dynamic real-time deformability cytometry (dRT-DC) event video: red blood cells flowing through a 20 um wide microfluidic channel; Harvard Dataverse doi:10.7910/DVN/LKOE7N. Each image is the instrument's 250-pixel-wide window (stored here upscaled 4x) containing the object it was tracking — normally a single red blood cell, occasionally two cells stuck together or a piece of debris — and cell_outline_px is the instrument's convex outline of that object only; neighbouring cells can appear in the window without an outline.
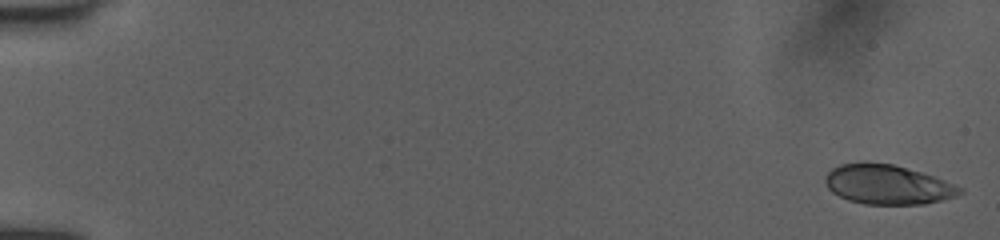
{"species": "human", "species_latin": "Homo sapiens", "temperature_condition": "room temperature", "stored_images_in_passage": 28, "camera_frame_rate_fps": 3000, "um_per_image_px": 0.085, "donor": {"sex": "female"}, "frame": {"image": 1, "passage_image": 1, "time_ms": 0.0, "image_size_px": [1000, 240], "cell_outline_px": [[964, 192], [956, 196], [924, 204], [864, 204], [848, 200], [832, 192], [828, 188], [824, 180], [828, 172], [832, 168], [840, 164], [892, 164], [920, 172], [932, 176], [964, 188]], "centroid_in_image_um": [75.45, 15.72], "position_along_channel_um": 9.5, "area_um2": 30.35}}
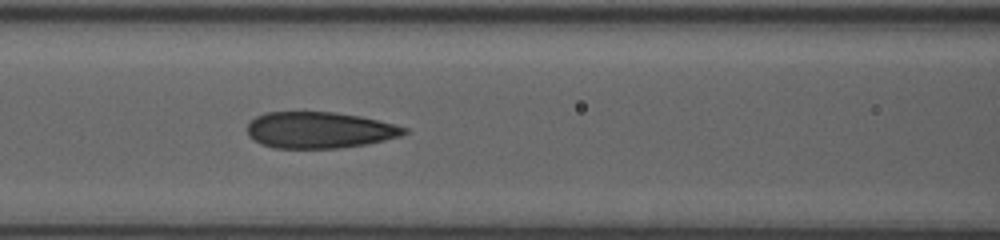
{"frame": {"image": 2, "passage_image": 20, "time_ms": 7.667, "image_size_px": [1000, 240], "cell_outline_px": [[408, 132], [400, 136], [368, 144], [340, 148], [272, 148], [260, 144], [252, 140], [248, 136], [248, 124], [256, 116], [264, 112], [332, 112], [360, 116], [408, 128]], "centroid_in_image_um": [27.11, 11.06], "position_along_channel_um": 139.5, "area_um2": 33.29}}
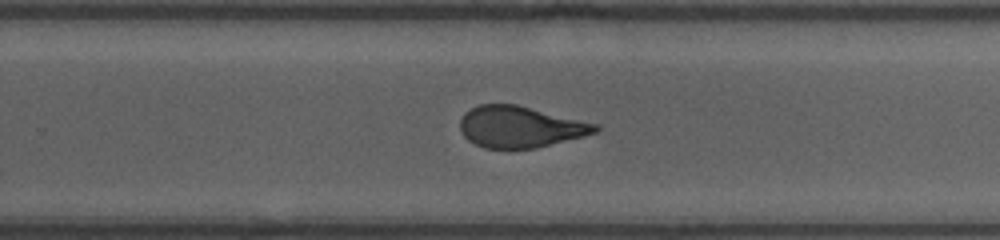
{"frame": {"image": 3, "passage_image": 28, "time_ms": 11.333, "image_size_px": [1000, 240], "cell_outline_px": [[600, 132], [536, 148], [484, 148], [468, 140], [464, 136], [460, 128], [460, 120], [464, 112], [480, 104], [516, 104], [600, 124]], "centroid_in_image_um": [44.25, 10.78], "position_along_channel_um": 285.5, "area_um2": 32.71}}